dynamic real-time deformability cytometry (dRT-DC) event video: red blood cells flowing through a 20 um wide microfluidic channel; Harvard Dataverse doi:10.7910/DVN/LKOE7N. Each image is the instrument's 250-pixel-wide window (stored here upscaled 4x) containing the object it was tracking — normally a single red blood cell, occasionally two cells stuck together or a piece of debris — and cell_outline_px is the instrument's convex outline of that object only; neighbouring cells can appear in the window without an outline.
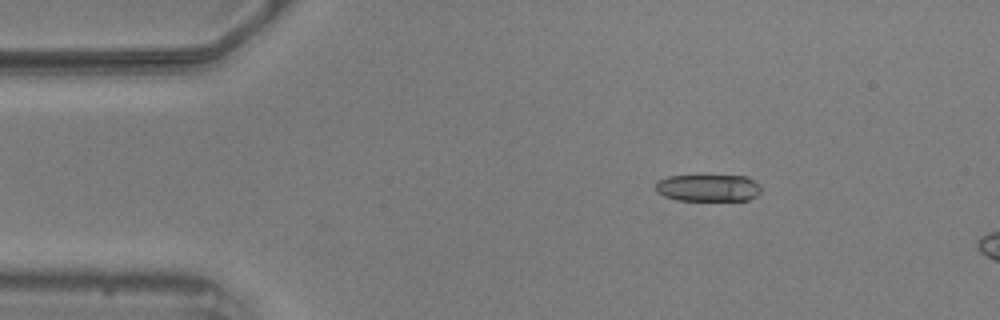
{"species": "common noctule bat (a hibernating species)", "species_latin": "Nyctalus noctula", "temperature_condition": "warm", "stored_images_in_passage": 8, "camera_frame_rate_fps": 3000, "um_per_image_px": 0.085, "animal": {"sex": "male", "body_mass_g": 20.5, "forearm_length_mm": 52.5}, "frame": {"image": 1, "passage_image": 1, "time_ms": 0.0, "image_size_px": [1000, 320], "cell_outline_px": [[760, 192], [756, 196], [748, 200], [676, 200], [664, 196], [656, 192], [656, 184], [660, 180], [668, 176], [748, 176], [760, 184]], "centroid_in_image_um": [60.22, 15.97], "position_along_channel_um": 24.8, "area_um2": 16.59}}